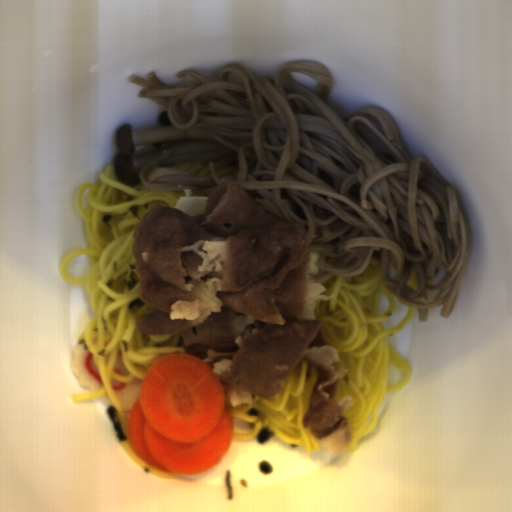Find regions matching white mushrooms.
Masks as SVG:
<instances>
[{
	"label": "white mushrooms",
	"mask_w": 512,
	"mask_h": 512,
	"mask_svg": "<svg viewBox=\"0 0 512 512\" xmlns=\"http://www.w3.org/2000/svg\"><path fill=\"white\" fill-rule=\"evenodd\" d=\"M112 171L125 185H139V172L157 152L169 150L170 154H191L202 152H222L229 150L193 127L175 128L169 121L167 109L157 116V126L151 130L134 131L130 123H125L115 132Z\"/></svg>",
	"instance_id": "white-mushrooms-1"
}]
</instances>
